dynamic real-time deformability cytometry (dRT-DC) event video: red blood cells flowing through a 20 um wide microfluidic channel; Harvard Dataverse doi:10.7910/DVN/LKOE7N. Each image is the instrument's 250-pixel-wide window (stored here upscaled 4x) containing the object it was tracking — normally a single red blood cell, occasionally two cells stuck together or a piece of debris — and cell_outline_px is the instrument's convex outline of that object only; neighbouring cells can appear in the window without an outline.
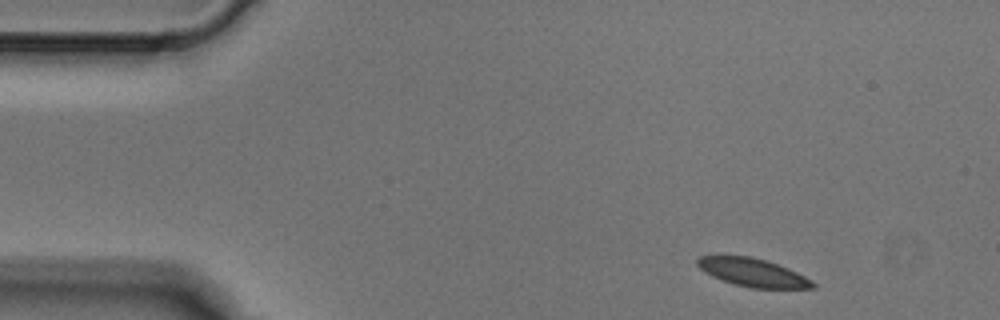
{"species": "Egyptian fruit bat (a non-hibernating species)", "species_latin": "Rousettus aegyptiacus", "temperature_condition": "cold", "stored_images_in_passage": 4, "camera_frame_rate_fps": 3000, "um_per_image_px": 0.085, "animal": {"sex": "male"}, "frame": {"image": 1, "passage_image": 1, "time_ms": 0.0, "image_size_px": [1000, 320], "cell_outline_px": [[816, 288], [752, 288], [736, 284], [712, 276], [704, 272], [696, 264], [696, 260], [700, 256], [752, 256], [768, 260], [788, 268], [812, 280], [816, 284]], "centroid_in_image_um": [64.01, 23.15], "position_along_channel_um": 21.0, "area_um2": 18.84}}